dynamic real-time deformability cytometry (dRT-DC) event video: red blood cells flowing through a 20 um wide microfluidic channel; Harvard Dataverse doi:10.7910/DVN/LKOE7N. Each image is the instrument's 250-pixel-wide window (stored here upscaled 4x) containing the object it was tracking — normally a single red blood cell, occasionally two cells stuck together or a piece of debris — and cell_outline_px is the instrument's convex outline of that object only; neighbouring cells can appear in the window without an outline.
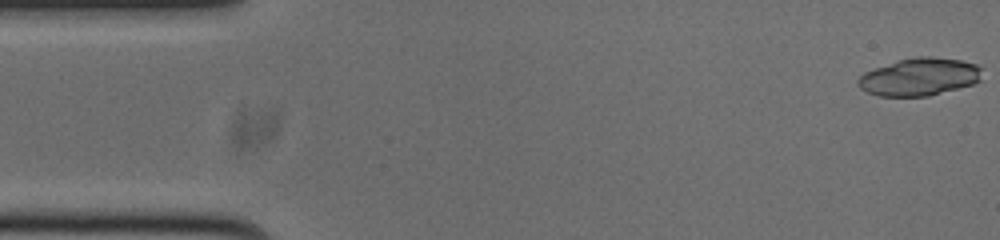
{"species": "common noctule bat (a hibernating species)", "species_latin": "Nyctalus noctula", "temperature_condition": "cold", "stored_images_in_passage": 52, "camera_frame_rate_fps": 3000, "um_per_image_px": 0.085, "animal": {"sex": "male", "body_mass_g": 20.0, "forearm_length_mm": 53.3}, "frame": {"image": 1, "passage_image": 1, "time_ms": 0.0, "image_size_px": [1000, 240], "cell_outline_px": [[980, 80], [972, 84], [928, 96], [880, 96], [868, 92], [860, 88], [856, 84], [856, 80], [864, 72], [900, 60], [916, 56], [932, 56], [960, 60], [976, 64], [980, 68]], "centroid_in_image_um": [78.12, 6.53], "position_along_channel_um": 6.9, "area_um2": 26.93}}
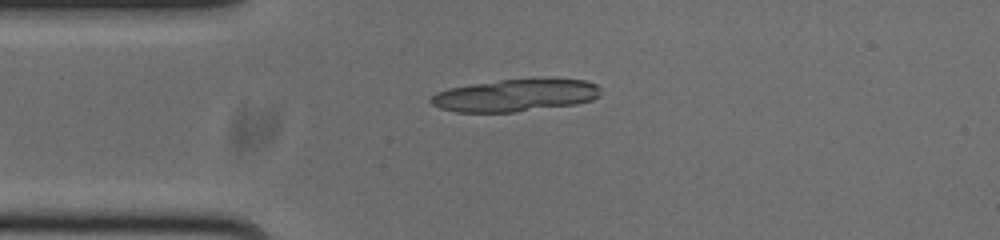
{"frame": {"image": 2, "passage_image": 12, "time_ms": 3.667, "image_size_px": [1000, 240], "cell_outline_px": [[600, 96], [592, 100], [576, 104], [512, 112], [456, 112], [440, 108], [432, 104], [428, 100], [436, 92], [448, 88], [472, 84], [500, 80], [584, 80], [596, 84], [600, 88]], "centroid_in_image_um": [43.76, 8.12], "position_along_channel_um": 41.2, "area_um2": 31.5}, "authors_computed_cell_mechanics": {"area_um2": 26.7614, "velocity_mm_per_s": 3.7786, "shape_relaxation_time_tau1_ms": null, "shape_relaxation_time_tau2_ms": 3.5071, "deformation_change_tau1": null, "deformation_change_tau2": 0.0865}}